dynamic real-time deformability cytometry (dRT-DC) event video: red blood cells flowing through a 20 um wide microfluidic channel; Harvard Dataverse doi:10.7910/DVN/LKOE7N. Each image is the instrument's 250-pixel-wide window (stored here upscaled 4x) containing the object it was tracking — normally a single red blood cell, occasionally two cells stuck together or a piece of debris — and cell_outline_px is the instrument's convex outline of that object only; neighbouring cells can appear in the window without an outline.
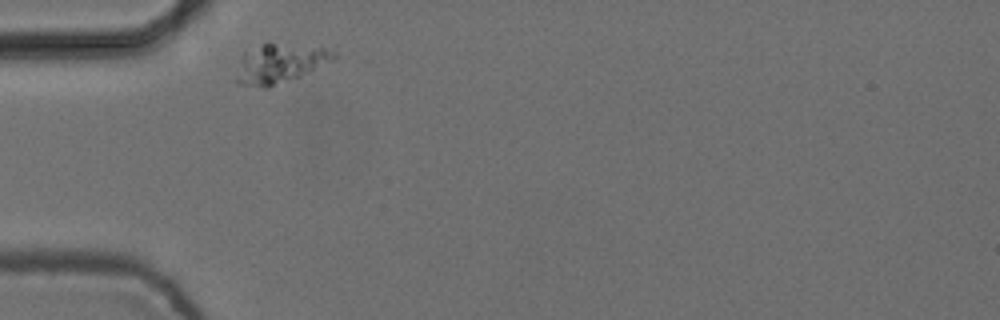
{"species": "common noctule bat (a hibernating species)", "species_latin": "Nyctalus noctula", "temperature_condition": "cold", "stored_images_in_passage": 1, "camera_frame_rate_fps": 3000, "um_per_image_px": 0.085, "animal": {"sex": "female", "body_mass_g": 24.6, "forearm_length_mm": 56.2}, "frame": {"image": 1, "passage_image": 1, "time_ms": 0.0, "image_size_px": [1000, 320], "cell_outline_px": [[340, 56], [300, 76], [268, 88], [264, 88], [240, 84], [236, 80], [244, 48], [268, 40], [324, 48]], "centroid_in_image_um": [23.73, 5.33], "position_along_channel_um": 61.3, "area_um2": 22.72}}